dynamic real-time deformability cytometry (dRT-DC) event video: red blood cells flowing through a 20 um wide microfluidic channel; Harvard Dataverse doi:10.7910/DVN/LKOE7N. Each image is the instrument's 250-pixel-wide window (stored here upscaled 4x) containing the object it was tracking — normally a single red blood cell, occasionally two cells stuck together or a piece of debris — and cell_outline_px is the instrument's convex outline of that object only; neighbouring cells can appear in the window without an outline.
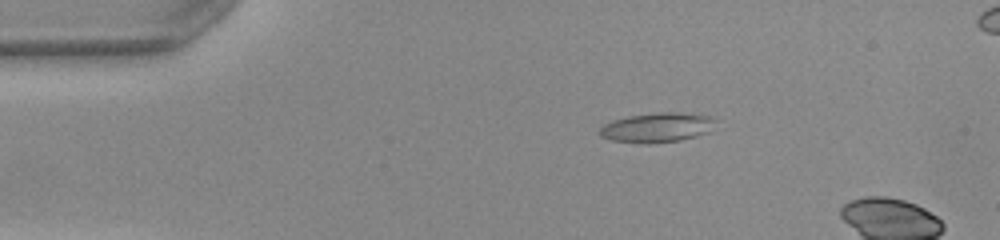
{"species": "common noctule bat (a hibernating species)", "species_latin": "Nyctalus noctula", "temperature_condition": "warm", "stored_images_in_passage": 11, "camera_frame_rate_fps": 3000, "um_per_image_px": 0.085, "animal": {"sex": "female", "body_mass_g": 22.0, "forearm_length_mm": 56.7}, "frame": {"image": 1, "passage_image": 4, "time_ms": 1.0, "image_size_px": [1000, 240], "cell_outline_px": [[716, 120], [712, 132], [680, 140], [648, 144], [612, 140], [600, 136], [600, 128], [604, 124], [612, 120], [628, 116], [656, 112], [680, 112], [712, 116]], "centroid_in_image_um": [55.9, 10.83], "position_along_channel_um": 29.1, "area_um2": 20.23}}